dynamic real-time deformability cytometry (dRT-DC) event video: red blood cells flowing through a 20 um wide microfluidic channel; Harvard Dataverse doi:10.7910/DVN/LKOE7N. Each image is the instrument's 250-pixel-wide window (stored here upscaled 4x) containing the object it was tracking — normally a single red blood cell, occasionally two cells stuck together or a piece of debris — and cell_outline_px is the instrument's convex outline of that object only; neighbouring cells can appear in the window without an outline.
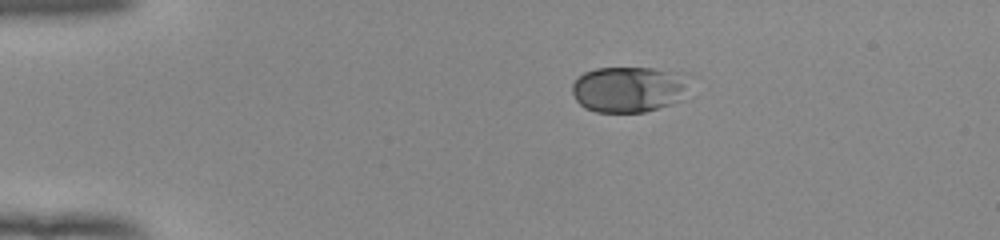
{"species": "human", "species_latin": "Homo sapiens", "temperature_condition": "room temperature", "stored_images_in_passage": 43, "camera_frame_rate_fps": 3000, "um_per_image_px": 0.085, "donor": {"sex": "female"}, "frame": {"image": 1, "passage_image": 1, "time_ms": 0.0, "image_size_px": [1000, 240], "cell_outline_px": [[700, 76], [680, 100], [644, 112], [596, 112], [584, 108], [576, 100], [572, 92], [572, 84], [576, 76], [584, 72], [596, 68], [652, 68], [692, 72]], "centroid_in_image_um": [53.6, 7.54], "position_along_channel_um": 31.4, "area_um2": 32.77}}
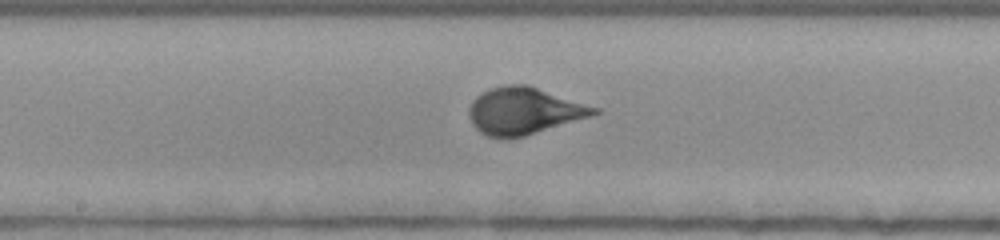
{"frame": {"image": 2, "passage_image": 19, "time_ms": 6.0, "image_size_px": [1000, 240], "cell_outline_px": [[600, 112], [592, 116], [524, 136], [508, 140], [500, 140], [488, 136], [480, 132], [472, 124], [468, 116], [468, 108], [472, 100], [476, 96], [492, 88], [508, 84], [528, 84], [600, 108]], "centroid_in_image_um": [44.52, 9.44], "position_along_channel_um": 203.7, "area_um2": 34.62}}
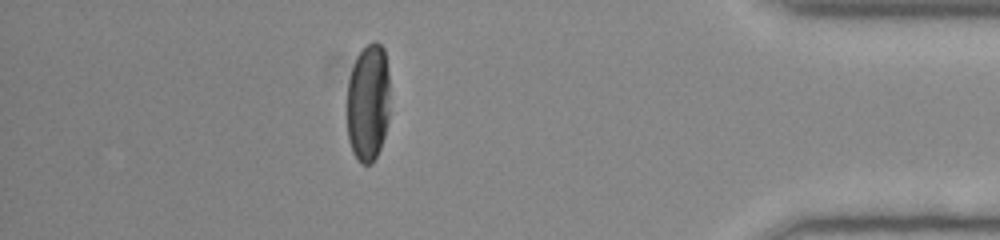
{"frame": {"image": 3, "passage_image": 37, "time_ms": 12.0, "image_size_px": [1000, 240], "cell_outline_px": [[388, 120], [384, 136], [380, 148], [372, 164], [360, 164], [356, 160], [352, 152], [348, 140], [348, 80], [356, 56], [372, 40], [376, 40], [384, 48], [388, 72]], "centroid_in_image_um": [31.28, 8.74], "position_along_channel_um": 403.9, "area_um2": 29.54}, "authors_computed_cell_mechanics": {"area_um2": 31.6744, "velocity_mm_per_s": 3.9419, "shape_relaxation_time_tau1_ms": 3.3691, "shape_relaxation_time_tau2_ms": null, "deformation_change_tau1": 0.1837, "deformation_change_tau2": null}}